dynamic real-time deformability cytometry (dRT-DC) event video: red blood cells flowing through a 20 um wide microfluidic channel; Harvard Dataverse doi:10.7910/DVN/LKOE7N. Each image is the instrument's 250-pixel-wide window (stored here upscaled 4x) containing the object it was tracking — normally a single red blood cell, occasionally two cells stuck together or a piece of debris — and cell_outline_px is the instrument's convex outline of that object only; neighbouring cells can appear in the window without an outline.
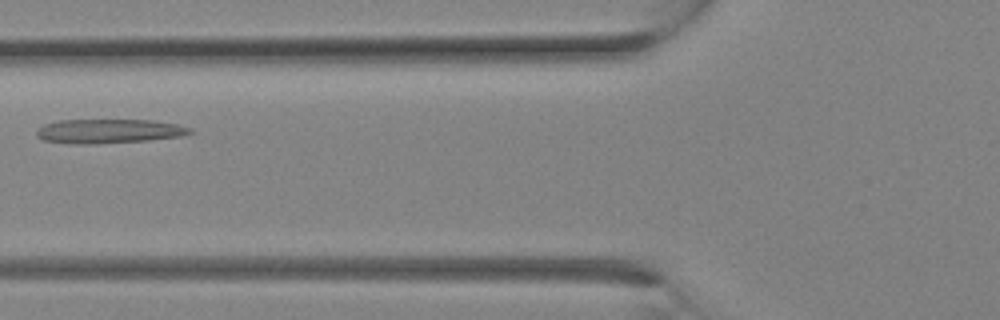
{"species": "Egyptian fruit bat (a non-hibernating species)", "species_latin": "Rousettus aegyptiacus", "temperature_condition": "room temperature", "stored_images_in_passage": 6, "camera_frame_rate_fps": 3000, "um_per_image_px": 0.085, "animal": {"sex": "female"}, "frame": {"image": 1, "passage_image": 5, "time_ms": 1.333, "image_size_px": [1000, 320], "cell_outline_px": [[196, 132], [180, 136], [148, 140], [92, 144], [72, 144], [44, 140], [36, 136], [36, 128], [44, 124], [56, 120], [152, 120], [176, 124], [192, 128]], "centroid_in_image_um": [9.23, 11.14], "position_along_channel_um": 116.6, "area_um2": 21.79}}